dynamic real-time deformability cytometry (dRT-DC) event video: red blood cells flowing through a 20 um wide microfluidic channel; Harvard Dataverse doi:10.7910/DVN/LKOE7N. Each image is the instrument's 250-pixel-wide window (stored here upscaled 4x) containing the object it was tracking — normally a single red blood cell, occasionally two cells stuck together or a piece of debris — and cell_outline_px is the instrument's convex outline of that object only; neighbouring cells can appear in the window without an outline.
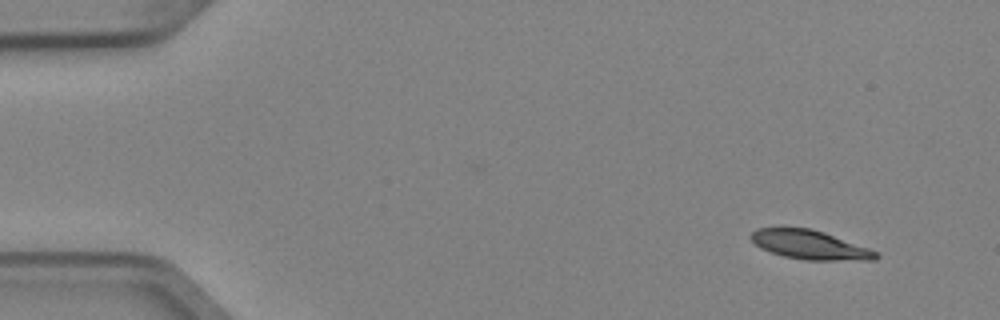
{"species": "Egyptian fruit bat (a non-hibernating species)", "species_latin": "Rousettus aegyptiacus", "temperature_condition": "cold", "stored_images_in_passage": 4, "camera_frame_rate_fps": 3000, "um_per_image_px": 0.085, "animal": {"sex": "female"}, "frame": {"image": 1, "passage_image": 1, "time_ms": 0.0, "image_size_px": [1000, 320], "cell_outline_px": [[880, 256], [876, 260], [804, 260], [784, 256], [760, 248], [748, 236], [756, 228], [812, 228], [824, 232], [868, 248], [876, 252]], "centroid_in_image_um": [68.82, 20.81], "position_along_channel_um": 16.2, "area_um2": 20.98}}
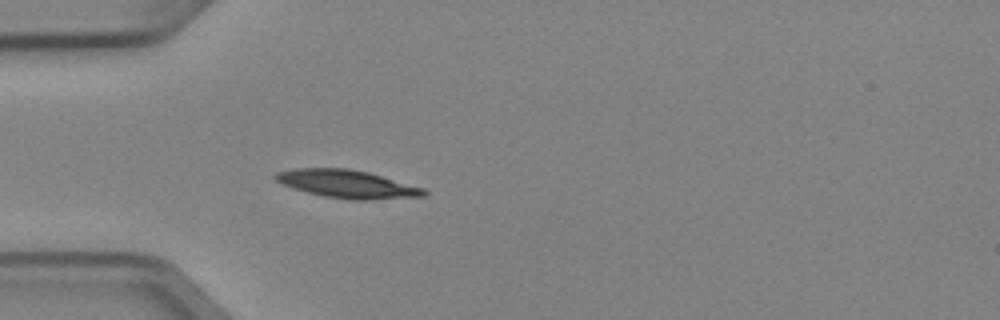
{"frame": {"image": 2, "passage_image": 4, "time_ms": 1.0, "image_size_px": [1000, 320], "cell_outline_px": [[428, 196], [372, 200], [352, 200], [324, 196], [308, 192], [284, 184], [276, 180], [272, 176], [276, 172], [296, 168], [348, 168], [368, 172], [424, 188], [428, 192]], "centroid_in_image_um": [29.56, 15.64], "position_along_channel_um": 55.4, "area_um2": 24.16}}